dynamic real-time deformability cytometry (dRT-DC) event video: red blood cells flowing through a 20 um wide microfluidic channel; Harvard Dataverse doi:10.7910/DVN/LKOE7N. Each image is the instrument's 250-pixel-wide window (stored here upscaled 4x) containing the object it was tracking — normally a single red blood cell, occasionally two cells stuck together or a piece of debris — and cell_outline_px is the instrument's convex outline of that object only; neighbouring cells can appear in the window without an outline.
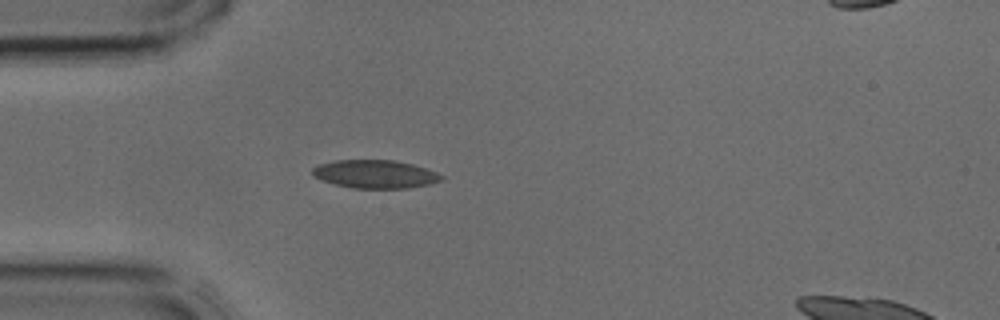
{"species": "common noctule bat (a hibernating species)", "species_latin": "Nyctalus noctula", "temperature_condition": "cold", "stored_images_in_passage": 3, "camera_frame_rate_fps": 3000, "um_per_image_px": 0.085, "animal": {"sex": "male", "body_mass_g": 17.9, "forearm_length_mm": 54.2}, "frame": {"image": 1, "passage_image": 1, "time_ms": 0.0, "image_size_px": [1000, 320], "cell_outline_px": [[444, 180], [432, 184], [408, 188], [352, 188], [336, 184], [312, 176], [312, 168], [316, 164], [336, 160], [396, 160], [412, 164], [436, 172], [444, 176]], "centroid_in_image_um": [31.9, 14.79], "position_along_channel_um": 53.1, "area_um2": 21.33}}